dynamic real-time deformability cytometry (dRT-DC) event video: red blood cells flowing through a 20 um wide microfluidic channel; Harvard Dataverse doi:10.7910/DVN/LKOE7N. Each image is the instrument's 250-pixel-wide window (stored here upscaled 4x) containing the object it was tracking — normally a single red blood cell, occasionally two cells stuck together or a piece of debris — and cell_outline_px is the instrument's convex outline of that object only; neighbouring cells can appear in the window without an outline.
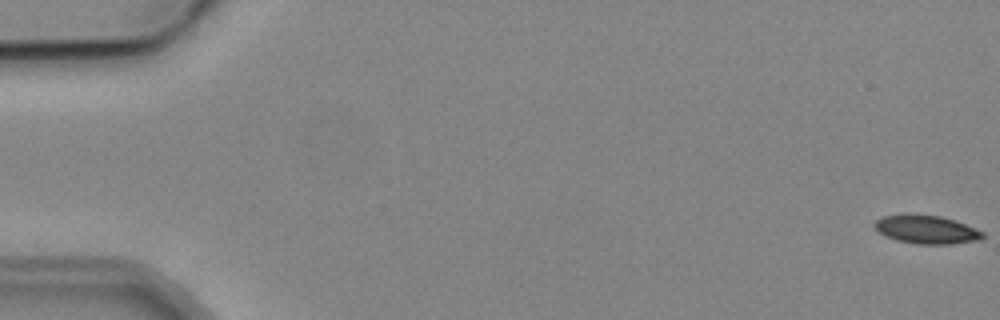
{"species": "common noctule bat (a hibernating species)", "species_latin": "Nyctalus noctula", "temperature_condition": "cold", "stored_images_in_passage": 5, "camera_frame_rate_fps": 3000, "um_per_image_px": 0.085, "animal": {"sex": "male", "body_mass_g": 19.2, "forearm_length_mm": 51.8}, "frame": {"image": 1, "passage_image": 1, "time_ms": 0.0, "image_size_px": [1000, 320], "cell_outline_px": [[984, 236], [980, 240], [952, 244], [916, 244], [896, 240], [880, 232], [872, 224], [876, 220], [884, 216], [940, 216], [964, 224], [984, 232]], "centroid_in_image_um": [78.79, 19.55], "position_along_channel_um": 6.2, "area_um2": 17.22}}